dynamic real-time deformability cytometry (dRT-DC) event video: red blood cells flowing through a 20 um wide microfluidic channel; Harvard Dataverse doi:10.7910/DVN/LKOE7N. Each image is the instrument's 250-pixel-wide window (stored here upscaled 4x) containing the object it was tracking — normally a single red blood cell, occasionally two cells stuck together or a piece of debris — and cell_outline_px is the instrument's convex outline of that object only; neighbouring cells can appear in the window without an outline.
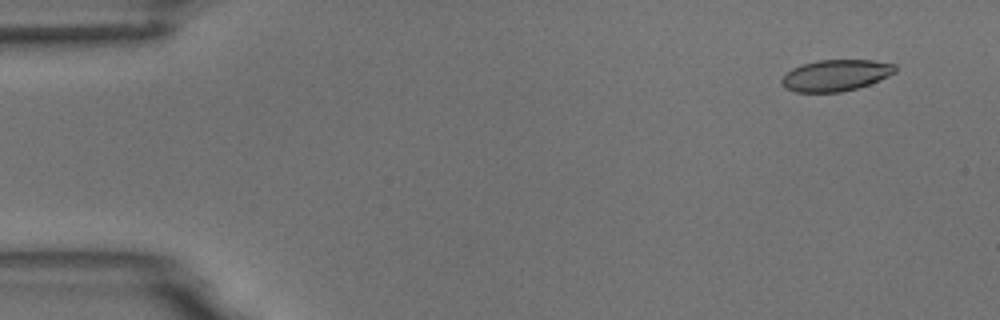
{"species": "common noctule bat (a hibernating species)", "species_latin": "Nyctalus noctula", "temperature_condition": "room temperature", "stored_images_in_passage": 6, "camera_frame_rate_fps": 3000, "um_per_image_px": 0.085, "animal": {"sex": "male", "body_mass_g": 18.8}, "frame": {"image": 1, "passage_image": 1, "time_ms": 0.0, "image_size_px": [1000, 320], "cell_outline_px": [[896, 72], [888, 76], [868, 84], [856, 88], [840, 92], [796, 92], [784, 88], [780, 84], [780, 80], [792, 68], [800, 64], [816, 60], [872, 60], [896, 64]], "centroid_in_image_um": [71.0, 6.4], "position_along_channel_um": 14.0, "area_um2": 20.81}}
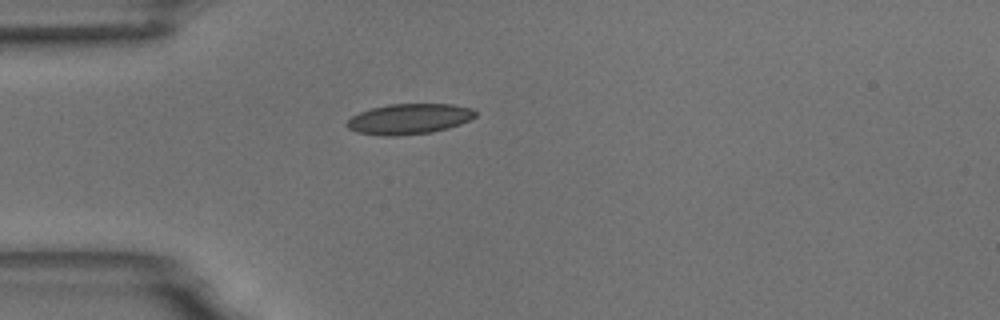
{"frame": {"image": 2, "passage_image": 4, "time_ms": 3.667, "image_size_px": [1000, 320], "cell_outline_px": [[476, 116], [460, 124], [448, 128], [432, 132], [396, 136], [380, 136], [356, 132], [348, 128], [344, 124], [352, 116], [360, 112], [372, 108], [388, 104], [452, 104], [472, 108], [476, 112]], "centroid_in_image_um": [34.75, 10.11], "position_along_channel_um": 50.2, "area_um2": 22.89}}